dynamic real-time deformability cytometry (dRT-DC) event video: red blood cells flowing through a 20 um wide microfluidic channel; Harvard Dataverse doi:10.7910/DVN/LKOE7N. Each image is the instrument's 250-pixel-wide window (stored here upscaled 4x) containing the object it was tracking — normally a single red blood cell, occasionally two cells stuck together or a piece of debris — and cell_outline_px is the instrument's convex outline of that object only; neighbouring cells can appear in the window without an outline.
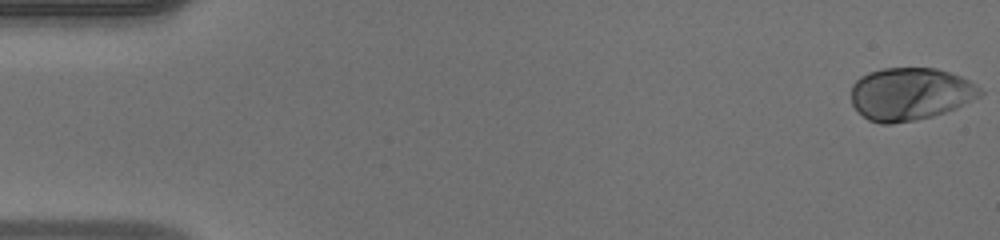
{"species": "human", "species_latin": "Homo sapiens", "temperature_condition": "warm", "stored_images_in_passage": 50, "camera_frame_rate_fps": 3000, "um_per_image_px": 0.085, "donor": {"sex": "male"}, "frame": {"image": 1, "passage_image": 1, "time_ms": 0.0, "image_size_px": [1000, 240], "cell_outline_px": [[984, 92], [980, 96], [956, 108], [932, 116], [916, 120], [892, 124], [880, 124], [868, 120], [852, 104], [852, 84], [860, 76], [868, 72], [884, 68], [936, 68], [960, 76], [968, 80], [980, 88]], "centroid_in_image_um": [77.35, 7.98], "position_along_channel_um": 7.6, "area_um2": 39.48}}
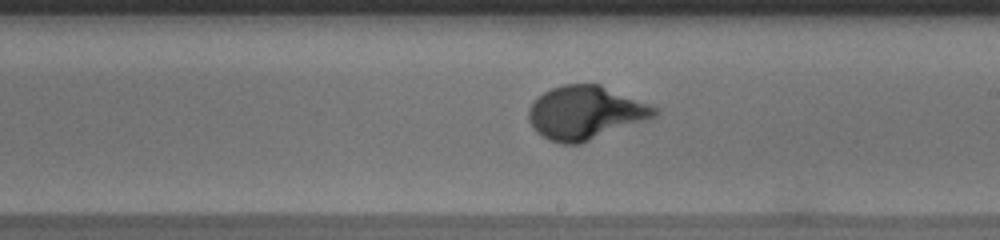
{"frame": {"image": 2, "passage_image": 29, "time_ms": 9.333, "image_size_px": [1000, 240], "cell_outline_px": [[660, 108], [656, 116], [580, 144], [564, 144], [548, 140], [536, 132], [528, 120], [528, 108], [532, 100], [536, 96], [552, 88], [564, 84], [600, 84]], "centroid_in_image_um": [49.73, 9.57], "position_along_channel_um": 239.3, "area_um2": 39.36}}
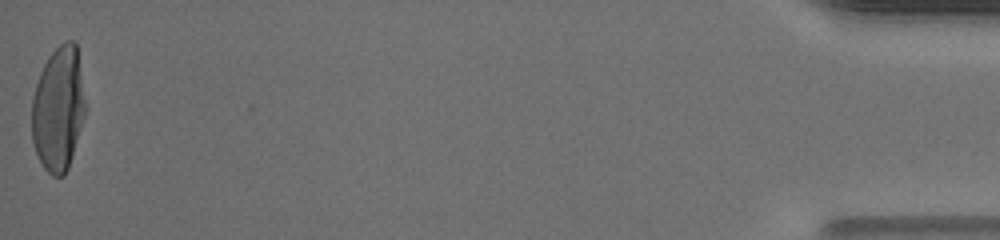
{"frame": {"image": 3, "passage_image": 50, "time_ms": 16.333, "image_size_px": [1000, 240], "cell_outline_px": [[84, 116], [72, 156], [68, 168], [64, 176], [52, 176], [44, 168], [36, 152], [32, 140], [32, 100], [36, 84], [40, 72], [48, 56], [64, 40], [76, 40], [84, 100]], "centroid_in_image_um": [4.94, 9.24], "position_along_channel_um": 430.3, "area_um2": 38.44}}